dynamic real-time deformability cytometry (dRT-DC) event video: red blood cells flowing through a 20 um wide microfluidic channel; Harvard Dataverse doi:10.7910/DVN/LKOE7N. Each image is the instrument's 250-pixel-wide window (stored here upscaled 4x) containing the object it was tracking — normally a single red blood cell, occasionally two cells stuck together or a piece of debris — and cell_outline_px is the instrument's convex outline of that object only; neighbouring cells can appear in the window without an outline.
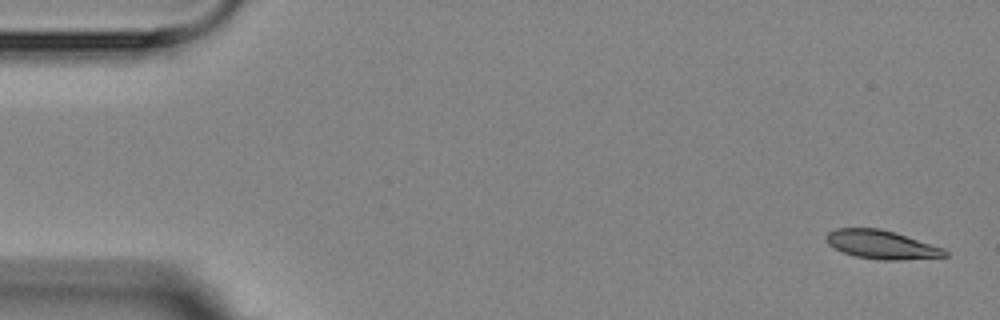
{"species": "Egyptian fruit bat (a non-hibernating species)", "species_latin": "Rousettus aegyptiacus", "temperature_condition": "room temperature", "stored_images_in_passage": 4, "camera_frame_rate_fps": 3000, "um_per_image_px": 0.085, "animal": {"sex": "female"}, "frame": {"image": 1, "passage_image": 1, "time_ms": 0.0, "image_size_px": [1000, 320], "cell_outline_px": [[948, 256], [896, 260], [884, 260], [856, 256], [844, 252], [828, 244], [824, 236], [828, 232], [836, 228], [880, 228], [896, 232], [944, 248], [948, 252]], "centroid_in_image_um": [74.94, 20.77], "position_along_channel_um": 10.1, "area_um2": 19.71}}
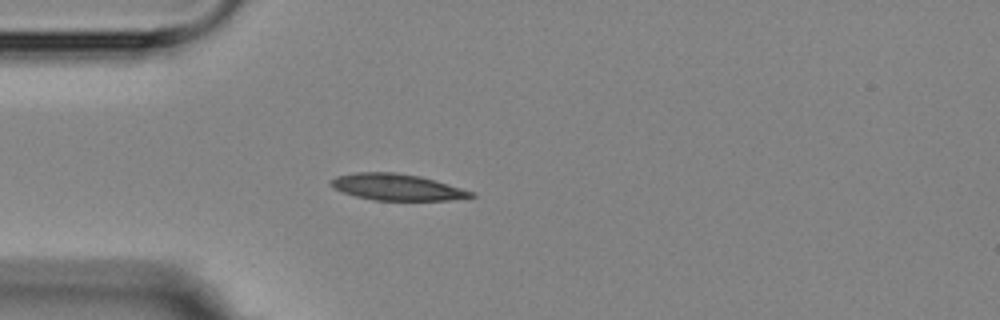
{"frame": {"image": 2, "passage_image": 4, "time_ms": 4.333, "image_size_px": [1000, 320], "cell_outline_px": [[476, 196], [448, 200], [372, 200], [356, 196], [332, 188], [328, 184], [336, 176], [356, 172], [396, 172], [420, 176], [476, 192]], "centroid_in_image_um": [33.73, 15.9], "position_along_channel_um": 51.3, "area_um2": 21.56}}